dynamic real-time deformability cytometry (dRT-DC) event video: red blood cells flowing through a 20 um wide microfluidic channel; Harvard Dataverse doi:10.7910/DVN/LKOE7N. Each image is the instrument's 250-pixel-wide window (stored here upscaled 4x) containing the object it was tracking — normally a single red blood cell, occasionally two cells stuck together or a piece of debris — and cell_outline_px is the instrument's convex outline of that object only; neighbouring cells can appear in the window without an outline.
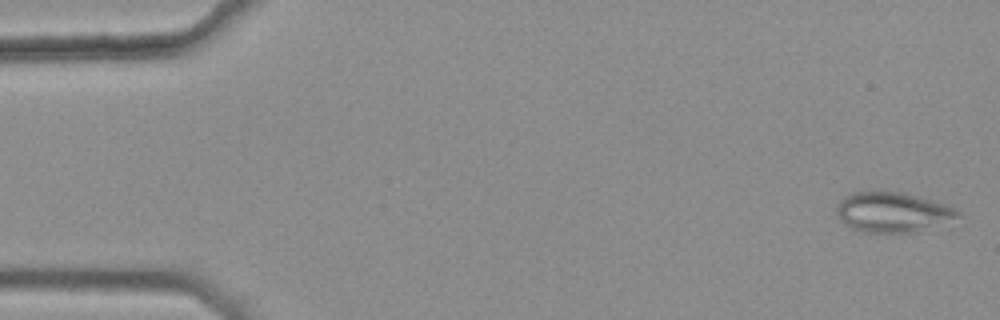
{"species": "common noctule bat (a hibernating species)", "species_latin": "Nyctalus noctula", "temperature_condition": "warm", "stored_images_in_passage": 46, "camera_frame_rate_fps": 3000, "um_per_image_px": 0.085, "animal": {"sex": "female", "body_mass_g": 25.1}, "frame": {"image": 1, "passage_image": 2, "time_ms": 0.333, "image_size_px": [1000, 320], "cell_outline_px": [[960, 216], [916, 232], [860, 232], [844, 224], [840, 220], [836, 212], [836, 204], [844, 196], [852, 192], [900, 192], [916, 196], [952, 208], [960, 212]], "centroid_in_image_um": [75.75, 18.04], "position_along_channel_um": 9.2, "area_um2": 27.63}}
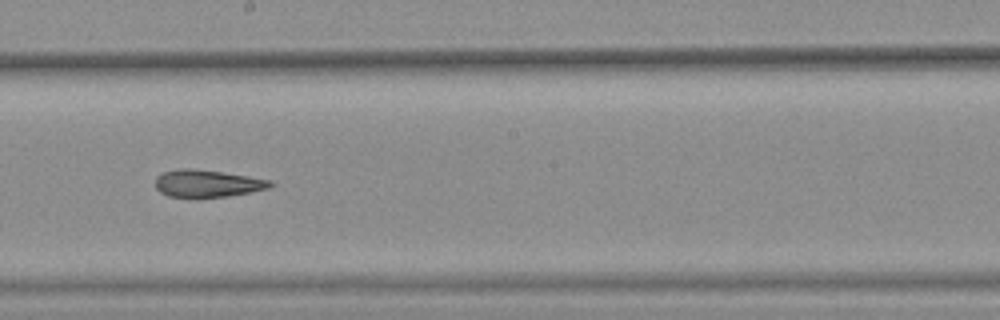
{"frame": {"image": 2, "passage_image": 30, "time_ms": 9.667, "image_size_px": [1000, 320], "cell_outline_px": [[276, 184], [268, 188], [228, 196], [196, 200], [192, 200], [168, 196], [160, 192], [156, 188], [156, 176], [164, 172], [180, 168], [192, 168], [248, 176], [272, 180]], "centroid_in_image_um": [17.59, 15.63], "position_along_channel_um": 230.6, "area_um2": 18.84}}
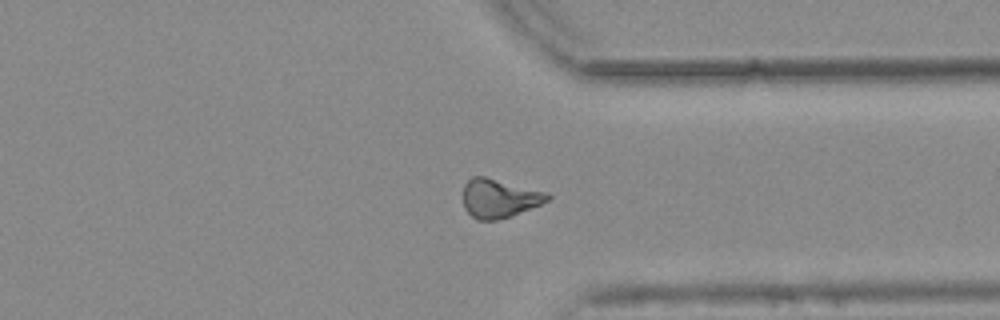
{"frame": {"image": 3, "passage_image": 41, "time_ms": 13.333, "image_size_px": [1000, 320], "cell_outline_px": [[552, 196], [548, 200], [540, 204], [508, 216], [496, 220], [476, 220], [464, 208], [464, 184], [472, 176], [484, 176], [548, 192]], "centroid_in_image_um": [42.42, 16.84], "position_along_channel_um": 369.0, "area_um2": 18.84}, "authors_computed_cell_mechanics": {"area_um2": 19.5075, "velocity_mm_per_s": 3.8027, "shape_relaxation_time_tau1_ms": null, "shape_relaxation_time_tau2_ms": 4.9665, "deformation_change_tau1": null, "deformation_change_tau2": 0.1416}}